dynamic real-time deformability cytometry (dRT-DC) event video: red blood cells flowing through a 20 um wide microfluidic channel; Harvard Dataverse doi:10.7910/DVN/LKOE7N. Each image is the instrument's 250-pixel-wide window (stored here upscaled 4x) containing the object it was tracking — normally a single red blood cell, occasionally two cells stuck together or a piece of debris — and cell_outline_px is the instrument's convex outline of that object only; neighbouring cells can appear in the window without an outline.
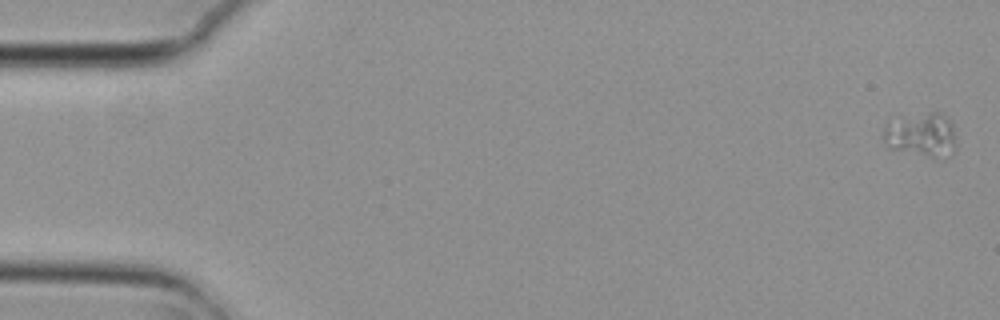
{"species": "common noctule bat (a hibernating species)", "species_latin": "Nyctalus noctula", "temperature_condition": "cold", "stored_images_in_passage": 4, "camera_frame_rate_fps": 3000, "um_per_image_px": 0.085, "animal": {"sex": "female", "body_mass_g": 29.2, "forearm_length_mm": 56.3}, "frame": {"image": 1, "passage_image": 1, "time_ms": 0.0, "image_size_px": [1000, 320], "cell_outline_px": [[956, 152], [952, 156], [944, 160], [888, 148], [884, 140], [884, 128], [888, 124], [928, 112], [936, 112], [944, 116], [952, 124], [956, 136]], "centroid_in_image_um": [78.44, 11.55], "position_along_channel_um": 6.6, "area_um2": 18.55}}